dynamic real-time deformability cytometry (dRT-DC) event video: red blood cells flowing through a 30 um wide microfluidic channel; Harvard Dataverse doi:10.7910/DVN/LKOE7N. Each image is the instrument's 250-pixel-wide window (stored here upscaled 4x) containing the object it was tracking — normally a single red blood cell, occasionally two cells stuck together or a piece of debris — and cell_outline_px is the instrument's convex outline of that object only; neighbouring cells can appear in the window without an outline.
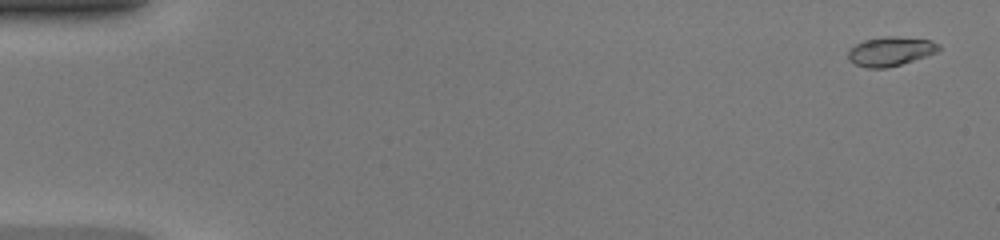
{"species": "common noctule bat (a hibernating species)", "species_latin": "Nyctalus noctula", "temperature_condition": "warm", "stored_images_in_passage": 48, "camera_frame_rate_fps": 3000, "um_per_image_px": 0.085, "animal": {"sex": "female", "body_mass_g": 20.0, "forearm_length_mm": 54.0}, "frame": {"image": 1, "passage_image": 2, "time_ms": 0.333, "image_size_px": [1000, 240], "cell_outline_px": [[940, 48], [936, 52], [888, 68], [868, 68], [856, 64], [848, 60], [848, 52], [856, 44], [864, 40], [884, 36], [896, 36], [932, 40], [940, 44]], "centroid_in_image_um": [75.69, 4.35], "position_along_channel_um": 9.3, "area_um2": 15.26}}
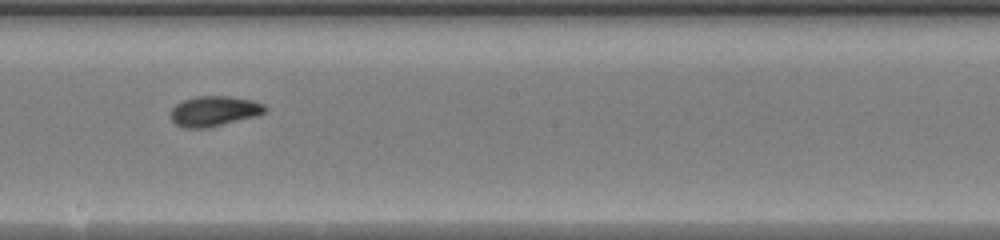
{"frame": {"image": 2, "passage_image": 28, "time_ms": 9.0, "image_size_px": [1000, 240], "cell_outline_px": [[268, 108], [264, 112], [256, 116], [208, 128], [184, 128], [176, 124], [168, 116], [172, 108], [176, 104], [184, 100], [196, 96], [228, 96], [252, 100], [264, 104]], "centroid_in_image_um": [18.18, 9.45], "position_along_channel_um": 230.0, "area_um2": 16.7}}
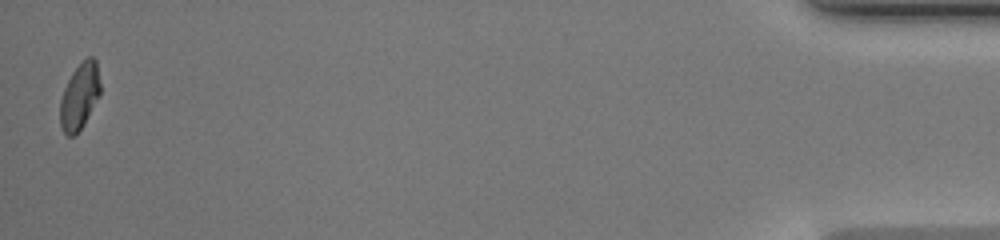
{"frame": {"image": 3, "passage_image": 48, "time_ms": 15.667, "image_size_px": [1000, 240], "cell_outline_px": [[100, 92], [84, 124], [72, 136], [68, 136], [64, 132], [60, 124], [60, 100], [64, 88], [72, 72], [88, 56], [92, 56], [96, 60], [100, 84]], "centroid_in_image_um": [6.75, 8.17], "position_along_channel_um": 428.4, "area_um2": 15.14}, "authors_computed_cell_mechanics": {"area_um2": 15.9239, "velocity_mm_per_s": 4.3224, "shape_relaxation_time_tau1_ms": 4.4804, "shape_relaxation_time_tau2_ms": 1.5883, "deformation_change_tau1": 0.2124, "deformation_change_tau2": 0.0296}}